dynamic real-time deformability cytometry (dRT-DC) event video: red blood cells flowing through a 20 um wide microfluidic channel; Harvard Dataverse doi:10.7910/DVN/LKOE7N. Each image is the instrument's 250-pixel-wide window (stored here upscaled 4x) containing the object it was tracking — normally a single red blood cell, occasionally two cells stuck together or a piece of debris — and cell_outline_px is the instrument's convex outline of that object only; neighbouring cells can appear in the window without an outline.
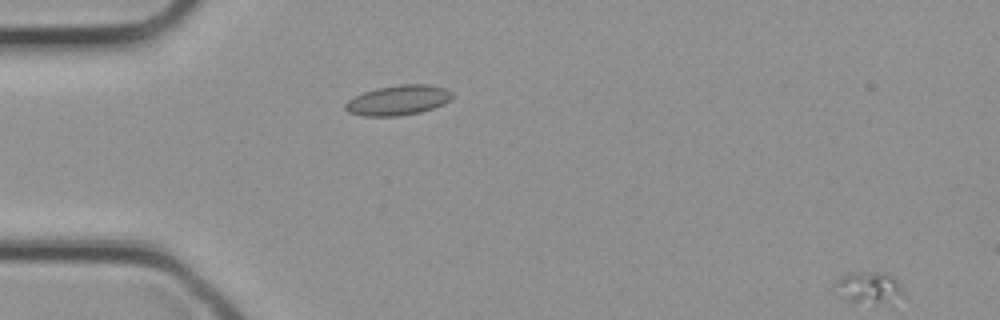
{"species": "common noctule bat (a hibernating species)", "species_latin": "Nyctalus noctula", "temperature_condition": "cold", "stored_images_in_passage": 9, "segment_of_instrument_passage": [2, 2], "camera_frame_rate_fps": 3000, "um_per_image_px": 0.085, "animal": {"sex": "female", "body_mass_g": 21.9}, "frame": {"image": 1, "passage_image": 9, "time_ms": 2.667, "image_size_px": [1000, 320], "cell_outline_px": [[904, 296], [876, 300], [856, 300], [836, 284], [836, 280], [840, 276], [848, 272], [880, 272], [888, 276], [900, 288]], "centroid_in_image_um": [73.85, 24.3], "position_along_channel_um": 11.1, "area_um2": 10.35}}